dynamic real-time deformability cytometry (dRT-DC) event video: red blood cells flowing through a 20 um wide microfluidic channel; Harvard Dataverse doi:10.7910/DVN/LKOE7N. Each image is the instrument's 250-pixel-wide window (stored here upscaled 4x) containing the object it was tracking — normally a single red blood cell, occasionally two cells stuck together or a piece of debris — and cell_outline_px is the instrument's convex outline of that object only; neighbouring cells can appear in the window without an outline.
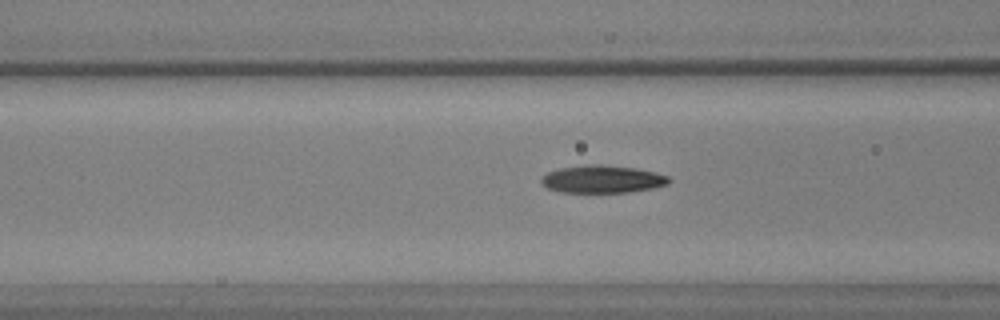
{"species": "common noctule bat (a hibernating species)", "species_latin": "Nyctalus noctula", "temperature_condition": "warm", "stored_images_in_passage": 40, "camera_frame_rate_fps": 3000, "um_per_image_px": 0.085, "animal": {"sex": "male", "body_mass_g": 17.9, "forearm_length_mm": 54.2}, "frame": {"image": 1, "passage_image": 15, "time_ms": 4.667, "image_size_px": [1000, 320], "cell_outline_px": [[672, 180], [668, 184], [652, 188], [628, 192], [560, 192], [548, 188], [540, 180], [548, 172], [560, 168], [588, 164], [600, 164], [636, 168], [668, 176]], "centroid_in_image_um": [51.21, 15.22], "position_along_channel_um": 115.4, "area_um2": 20.35}}
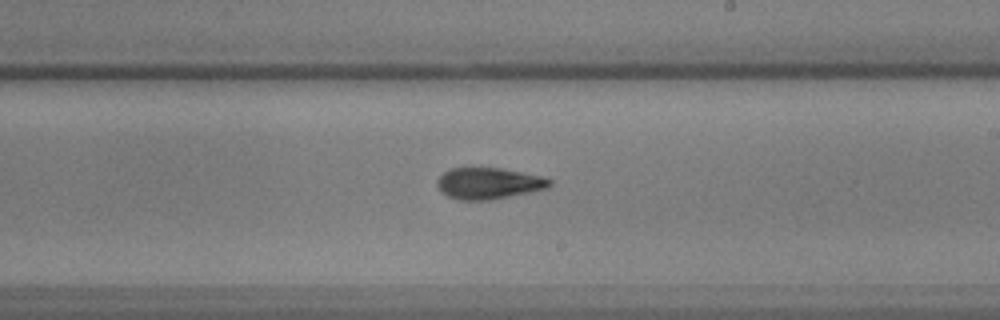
{"frame": {"image": 2, "passage_image": 25, "time_ms": 8.0, "image_size_px": [1000, 320], "cell_outline_px": [[552, 184], [548, 188], [492, 200], [460, 200], [448, 196], [440, 192], [436, 184], [436, 180], [444, 172], [452, 168], [500, 168], [540, 176], [552, 180]], "centroid_in_image_um": [41.51, 15.59], "position_along_channel_um": 247.5, "area_um2": 20.52}}
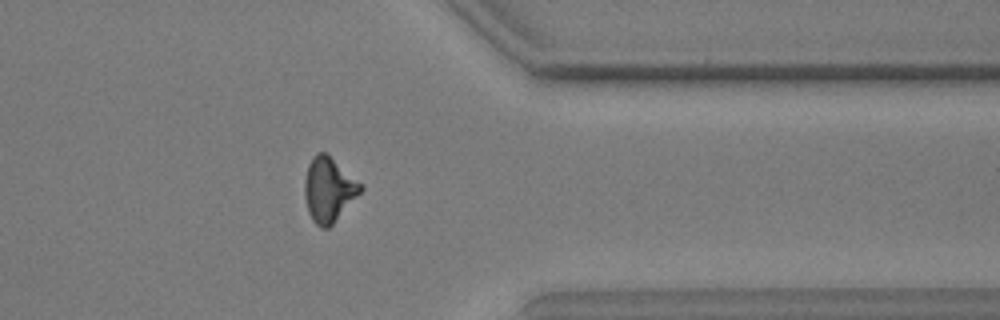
{"frame": {"image": 3, "passage_image": 36, "time_ms": 11.667, "image_size_px": [1000, 320], "cell_outline_px": [[364, 188], [332, 224], [328, 228], [320, 228], [312, 220], [308, 212], [304, 196], [304, 180], [308, 164], [312, 156], [316, 152], [328, 152], [364, 184]], "centroid_in_image_um": [27.95, 16.05], "position_along_channel_um": 383.5, "area_um2": 21.5}}